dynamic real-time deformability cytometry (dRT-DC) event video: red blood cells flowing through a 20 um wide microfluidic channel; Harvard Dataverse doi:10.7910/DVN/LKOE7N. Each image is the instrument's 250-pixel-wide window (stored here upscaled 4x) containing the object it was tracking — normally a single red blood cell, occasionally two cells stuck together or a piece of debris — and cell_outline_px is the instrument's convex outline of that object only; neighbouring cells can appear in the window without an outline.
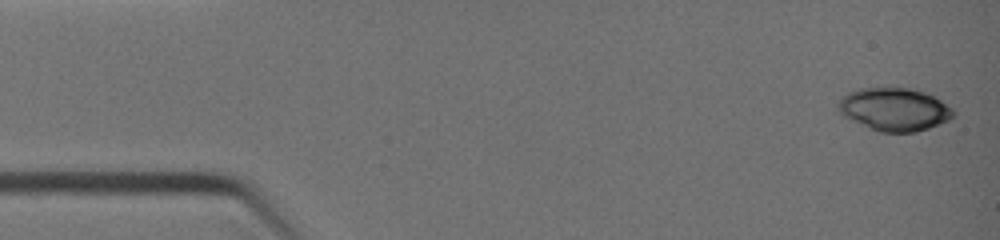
{"species": "common noctule bat (a hibernating species)", "species_latin": "Nyctalus noctula", "temperature_condition": "warm", "stored_images_in_passage": 39, "camera_frame_rate_fps": 3000, "um_per_image_px": 0.085, "animal": {"sex": "female", "body_mass_g": 19.0, "forearm_length_mm": 51.5}, "frame": {"image": 1, "passage_image": 1, "time_ms": 0.0, "image_size_px": [1000, 240], "cell_outline_px": [[956, 112], [948, 120], [928, 128], [916, 132], [880, 132], [844, 116], [836, 108], [836, 104], [848, 92], [860, 88], [912, 88], [924, 92], [940, 100], [952, 108]], "centroid_in_image_um": [76.01, 9.29], "position_along_channel_um": 9.0, "area_um2": 28.5}}
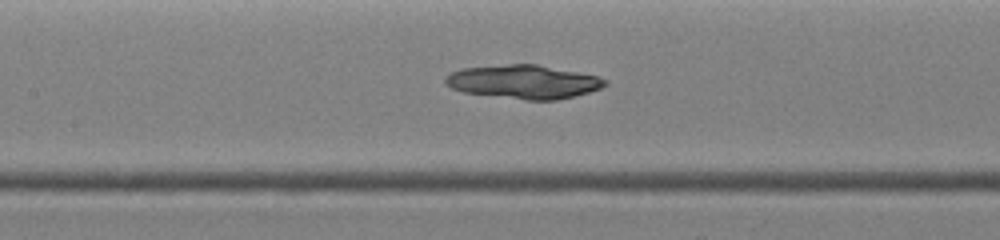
{"frame": {"image": 2, "passage_image": 18, "time_ms": 5.667, "image_size_px": [1000, 240], "cell_outline_px": [[608, 84], [600, 88], [588, 92], [556, 100], [528, 100], [464, 92], [452, 88], [444, 84], [444, 76], [448, 72], [460, 68], [508, 64], [536, 64], [596, 76], [608, 80]], "centroid_in_image_um": [44.44, 6.94], "position_along_channel_um": 163.0, "area_um2": 31.21}}
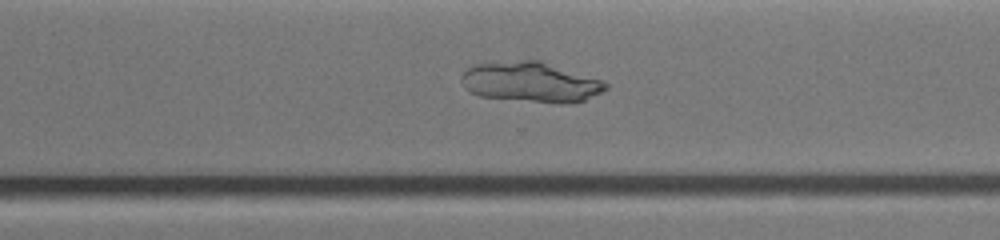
{"frame": {"image": 3, "passage_image": 28, "time_ms": 9.0, "image_size_px": [1000, 240], "cell_outline_px": [[608, 88], [584, 100], [572, 104], [556, 104], [480, 96], [468, 92], [464, 88], [460, 80], [460, 76], [468, 68], [476, 64], [524, 60], [540, 60], [604, 80], [608, 84]], "centroid_in_image_um": [45.13, 6.99], "position_along_channel_um": 325.5, "area_um2": 34.1}}